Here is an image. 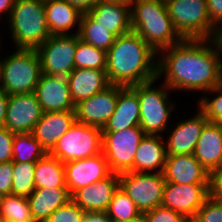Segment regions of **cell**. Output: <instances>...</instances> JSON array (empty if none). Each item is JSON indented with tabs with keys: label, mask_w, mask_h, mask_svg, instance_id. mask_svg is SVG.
Here are the masks:
<instances>
[{
	"label": "cell",
	"mask_w": 222,
	"mask_h": 222,
	"mask_svg": "<svg viewBox=\"0 0 222 222\" xmlns=\"http://www.w3.org/2000/svg\"><path fill=\"white\" fill-rule=\"evenodd\" d=\"M207 11L216 27L222 24V0H207Z\"/></svg>",
	"instance_id": "obj_42"
},
{
	"label": "cell",
	"mask_w": 222,
	"mask_h": 222,
	"mask_svg": "<svg viewBox=\"0 0 222 222\" xmlns=\"http://www.w3.org/2000/svg\"><path fill=\"white\" fill-rule=\"evenodd\" d=\"M106 212L113 222L133 219L141 214L135 203L120 186L114 192Z\"/></svg>",
	"instance_id": "obj_34"
},
{
	"label": "cell",
	"mask_w": 222,
	"mask_h": 222,
	"mask_svg": "<svg viewBox=\"0 0 222 222\" xmlns=\"http://www.w3.org/2000/svg\"><path fill=\"white\" fill-rule=\"evenodd\" d=\"M15 134L6 127H0V163L13 160V141Z\"/></svg>",
	"instance_id": "obj_39"
},
{
	"label": "cell",
	"mask_w": 222,
	"mask_h": 222,
	"mask_svg": "<svg viewBox=\"0 0 222 222\" xmlns=\"http://www.w3.org/2000/svg\"><path fill=\"white\" fill-rule=\"evenodd\" d=\"M67 79L75 105L111 85L106 70L75 68Z\"/></svg>",
	"instance_id": "obj_26"
},
{
	"label": "cell",
	"mask_w": 222,
	"mask_h": 222,
	"mask_svg": "<svg viewBox=\"0 0 222 222\" xmlns=\"http://www.w3.org/2000/svg\"><path fill=\"white\" fill-rule=\"evenodd\" d=\"M9 96L0 88V127H4Z\"/></svg>",
	"instance_id": "obj_45"
},
{
	"label": "cell",
	"mask_w": 222,
	"mask_h": 222,
	"mask_svg": "<svg viewBox=\"0 0 222 222\" xmlns=\"http://www.w3.org/2000/svg\"><path fill=\"white\" fill-rule=\"evenodd\" d=\"M42 114L34 92L9 95L4 127L14 134L32 132Z\"/></svg>",
	"instance_id": "obj_13"
},
{
	"label": "cell",
	"mask_w": 222,
	"mask_h": 222,
	"mask_svg": "<svg viewBox=\"0 0 222 222\" xmlns=\"http://www.w3.org/2000/svg\"><path fill=\"white\" fill-rule=\"evenodd\" d=\"M75 68L106 70L107 51L83 42L77 34Z\"/></svg>",
	"instance_id": "obj_32"
},
{
	"label": "cell",
	"mask_w": 222,
	"mask_h": 222,
	"mask_svg": "<svg viewBox=\"0 0 222 222\" xmlns=\"http://www.w3.org/2000/svg\"><path fill=\"white\" fill-rule=\"evenodd\" d=\"M77 34L51 35L37 49L45 75L68 76L74 69Z\"/></svg>",
	"instance_id": "obj_11"
},
{
	"label": "cell",
	"mask_w": 222,
	"mask_h": 222,
	"mask_svg": "<svg viewBox=\"0 0 222 222\" xmlns=\"http://www.w3.org/2000/svg\"><path fill=\"white\" fill-rule=\"evenodd\" d=\"M193 155L209 174L219 168L222 158V123L205 124Z\"/></svg>",
	"instance_id": "obj_23"
},
{
	"label": "cell",
	"mask_w": 222,
	"mask_h": 222,
	"mask_svg": "<svg viewBox=\"0 0 222 222\" xmlns=\"http://www.w3.org/2000/svg\"><path fill=\"white\" fill-rule=\"evenodd\" d=\"M6 21L16 49H37L51 36L44 0H15Z\"/></svg>",
	"instance_id": "obj_4"
},
{
	"label": "cell",
	"mask_w": 222,
	"mask_h": 222,
	"mask_svg": "<svg viewBox=\"0 0 222 222\" xmlns=\"http://www.w3.org/2000/svg\"><path fill=\"white\" fill-rule=\"evenodd\" d=\"M102 146L101 128L75 121L49 153L66 163L100 154Z\"/></svg>",
	"instance_id": "obj_8"
},
{
	"label": "cell",
	"mask_w": 222,
	"mask_h": 222,
	"mask_svg": "<svg viewBox=\"0 0 222 222\" xmlns=\"http://www.w3.org/2000/svg\"><path fill=\"white\" fill-rule=\"evenodd\" d=\"M173 26L182 39H213L216 26L207 11V0H165Z\"/></svg>",
	"instance_id": "obj_7"
},
{
	"label": "cell",
	"mask_w": 222,
	"mask_h": 222,
	"mask_svg": "<svg viewBox=\"0 0 222 222\" xmlns=\"http://www.w3.org/2000/svg\"><path fill=\"white\" fill-rule=\"evenodd\" d=\"M144 217L146 222H190L184 215L163 206L145 212Z\"/></svg>",
	"instance_id": "obj_38"
},
{
	"label": "cell",
	"mask_w": 222,
	"mask_h": 222,
	"mask_svg": "<svg viewBox=\"0 0 222 222\" xmlns=\"http://www.w3.org/2000/svg\"><path fill=\"white\" fill-rule=\"evenodd\" d=\"M35 167L36 163L13 162L12 194L29 197L34 192Z\"/></svg>",
	"instance_id": "obj_33"
},
{
	"label": "cell",
	"mask_w": 222,
	"mask_h": 222,
	"mask_svg": "<svg viewBox=\"0 0 222 222\" xmlns=\"http://www.w3.org/2000/svg\"><path fill=\"white\" fill-rule=\"evenodd\" d=\"M14 4L15 0H0V22L2 21L1 18L3 19L5 16L7 17L5 19H8Z\"/></svg>",
	"instance_id": "obj_46"
},
{
	"label": "cell",
	"mask_w": 222,
	"mask_h": 222,
	"mask_svg": "<svg viewBox=\"0 0 222 222\" xmlns=\"http://www.w3.org/2000/svg\"><path fill=\"white\" fill-rule=\"evenodd\" d=\"M66 186L70 195L76 190L108 177L112 171L104 153L64 163Z\"/></svg>",
	"instance_id": "obj_14"
},
{
	"label": "cell",
	"mask_w": 222,
	"mask_h": 222,
	"mask_svg": "<svg viewBox=\"0 0 222 222\" xmlns=\"http://www.w3.org/2000/svg\"><path fill=\"white\" fill-rule=\"evenodd\" d=\"M166 182L178 184H209L210 174L193 154L167 155L163 169Z\"/></svg>",
	"instance_id": "obj_20"
},
{
	"label": "cell",
	"mask_w": 222,
	"mask_h": 222,
	"mask_svg": "<svg viewBox=\"0 0 222 222\" xmlns=\"http://www.w3.org/2000/svg\"><path fill=\"white\" fill-rule=\"evenodd\" d=\"M119 222H146L144 213H141L139 216L129 219V220H124V221H119Z\"/></svg>",
	"instance_id": "obj_48"
},
{
	"label": "cell",
	"mask_w": 222,
	"mask_h": 222,
	"mask_svg": "<svg viewBox=\"0 0 222 222\" xmlns=\"http://www.w3.org/2000/svg\"><path fill=\"white\" fill-rule=\"evenodd\" d=\"M34 182L36 189L68 188L64 163L47 153L36 162Z\"/></svg>",
	"instance_id": "obj_28"
},
{
	"label": "cell",
	"mask_w": 222,
	"mask_h": 222,
	"mask_svg": "<svg viewBox=\"0 0 222 222\" xmlns=\"http://www.w3.org/2000/svg\"><path fill=\"white\" fill-rule=\"evenodd\" d=\"M82 222H113L107 212H85Z\"/></svg>",
	"instance_id": "obj_44"
},
{
	"label": "cell",
	"mask_w": 222,
	"mask_h": 222,
	"mask_svg": "<svg viewBox=\"0 0 222 222\" xmlns=\"http://www.w3.org/2000/svg\"><path fill=\"white\" fill-rule=\"evenodd\" d=\"M114 1H122V2H126V3H131L132 0H114Z\"/></svg>",
	"instance_id": "obj_49"
},
{
	"label": "cell",
	"mask_w": 222,
	"mask_h": 222,
	"mask_svg": "<svg viewBox=\"0 0 222 222\" xmlns=\"http://www.w3.org/2000/svg\"><path fill=\"white\" fill-rule=\"evenodd\" d=\"M119 187V174L108 177L76 190L71 200L85 212H106L114 192Z\"/></svg>",
	"instance_id": "obj_18"
},
{
	"label": "cell",
	"mask_w": 222,
	"mask_h": 222,
	"mask_svg": "<svg viewBox=\"0 0 222 222\" xmlns=\"http://www.w3.org/2000/svg\"><path fill=\"white\" fill-rule=\"evenodd\" d=\"M209 196L222 203V170H215L210 173Z\"/></svg>",
	"instance_id": "obj_41"
},
{
	"label": "cell",
	"mask_w": 222,
	"mask_h": 222,
	"mask_svg": "<svg viewBox=\"0 0 222 222\" xmlns=\"http://www.w3.org/2000/svg\"><path fill=\"white\" fill-rule=\"evenodd\" d=\"M144 136L140 126L118 132H102V152L112 172H134L135 153Z\"/></svg>",
	"instance_id": "obj_10"
},
{
	"label": "cell",
	"mask_w": 222,
	"mask_h": 222,
	"mask_svg": "<svg viewBox=\"0 0 222 222\" xmlns=\"http://www.w3.org/2000/svg\"><path fill=\"white\" fill-rule=\"evenodd\" d=\"M213 40L218 47L220 56L222 57V24L216 27Z\"/></svg>",
	"instance_id": "obj_47"
},
{
	"label": "cell",
	"mask_w": 222,
	"mask_h": 222,
	"mask_svg": "<svg viewBox=\"0 0 222 222\" xmlns=\"http://www.w3.org/2000/svg\"><path fill=\"white\" fill-rule=\"evenodd\" d=\"M130 14L132 31L157 53L183 40L173 26L165 0H132Z\"/></svg>",
	"instance_id": "obj_3"
},
{
	"label": "cell",
	"mask_w": 222,
	"mask_h": 222,
	"mask_svg": "<svg viewBox=\"0 0 222 222\" xmlns=\"http://www.w3.org/2000/svg\"><path fill=\"white\" fill-rule=\"evenodd\" d=\"M34 221L45 222L59 207L71 200L68 188L35 189L27 197Z\"/></svg>",
	"instance_id": "obj_27"
},
{
	"label": "cell",
	"mask_w": 222,
	"mask_h": 222,
	"mask_svg": "<svg viewBox=\"0 0 222 222\" xmlns=\"http://www.w3.org/2000/svg\"><path fill=\"white\" fill-rule=\"evenodd\" d=\"M0 39H2L1 36H0ZM2 45H3V44H1V41H0V49H1V50H2ZM0 53H1V52H0Z\"/></svg>",
	"instance_id": "obj_51"
},
{
	"label": "cell",
	"mask_w": 222,
	"mask_h": 222,
	"mask_svg": "<svg viewBox=\"0 0 222 222\" xmlns=\"http://www.w3.org/2000/svg\"><path fill=\"white\" fill-rule=\"evenodd\" d=\"M165 183L163 173L132 171L119 173V186L141 213L161 206Z\"/></svg>",
	"instance_id": "obj_9"
},
{
	"label": "cell",
	"mask_w": 222,
	"mask_h": 222,
	"mask_svg": "<svg viewBox=\"0 0 222 222\" xmlns=\"http://www.w3.org/2000/svg\"><path fill=\"white\" fill-rule=\"evenodd\" d=\"M78 35L83 42L105 51L110 49L116 39L113 33L94 22L86 13L82 14Z\"/></svg>",
	"instance_id": "obj_29"
},
{
	"label": "cell",
	"mask_w": 222,
	"mask_h": 222,
	"mask_svg": "<svg viewBox=\"0 0 222 222\" xmlns=\"http://www.w3.org/2000/svg\"><path fill=\"white\" fill-rule=\"evenodd\" d=\"M81 13H87L91 10L100 0H65Z\"/></svg>",
	"instance_id": "obj_43"
},
{
	"label": "cell",
	"mask_w": 222,
	"mask_h": 222,
	"mask_svg": "<svg viewBox=\"0 0 222 222\" xmlns=\"http://www.w3.org/2000/svg\"><path fill=\"white\" fill-rule=\"evenodd\" d=\"M75 121V110L43 112L32 134L49 153Z\"/></svg>",
	"instance_id": "obj_21"
},
{
	"label": "cell",
	"mask_w": 222,
	"mask_h": 222,
	"mask_svg": "<svg viewBox=\"0 0 222 222\" xmlns=\"http://www.w3.org/2000/svg\"><path fill=\"white\" fill-rule=\"evenodd\" d=\"M85 211L70 200L54 211L45 222H82Z\"/></svg>",
	"instance_id": "obj_36"
},
{
	"label": "cell",
	"mask_w": 222,
	"mask_h": 222,
	"mask_svg": "<svg viewBox=\"0 0 222 222\" xmlns=\"http://www.w3.org/2000/svg\"><path fill=\"white\" fill-rule=\"evenodd\" d=\"M44 5L51 35L78 34L83 13L65 0H44Z\"/></svg>",
	"instance_id": "obj_24"
},
{
	"label": "cell",
	"mask_w": 222,
	"mask_h": 222,
	"mask_svg": "<svg viewBox=\"0 0 222 222\" xmlns=\"http://www.w3.org/2000/svg\"><path fill=\"white\" fill-rule=\"evenodd\" d=\"M158 53L136 32L116 37L107 51L110 84L129 87L157 78Z\"/></svg>",
	"instance_id": "obj_2"
},
{
	"label": "cell",
	"mask_w": 222,
	"mask_h": 222,
	"mask_svg": "<svg viewBox=\"0 0 222 222\" xmlns=\"http://www.w3.org/2000/svg\"><path fill=\"white\" fill-rule=\"evenodd\" d=\"M34 93L43 112L75 110L66 76L42 73Z\"/></svg>",
	"instance_id": "obj_17"
},
{
	"label": "cell",
	"mask_w": 222,
	"mask_h": 222,
	"mask_svg": "<svg viewBox=\"0 0 222 222\" xmlns=\"http://www.w3.org/2000/svg\"><path fill=\"white\" fill-rule=\"evenodd\" d=\"M48 152L32 132L16 133L13 141V162L36 163Z\"/></svg>",
	"instance_id": "obj_30"
},
{
	"label": "cell",
	"mask_w": 222,
	"mask_h": 222,
	"mask_svg": "<svg viewBox=\"0 0 222 222\" xmlns=\"http://www.w3.org/2000/svg\"><path fill=\"white\" fill-rule=\"evenodd\" d=\"M190 222H222V203L209 196Z\"/></svg>",
	"instance_id": "obj_37"
},
{
	"label": "cell",
	"mask_w": 222,
	"mask_h": 222,
	"mask_svg": "<svg viewBox=\"0 0 222 222\" xmlns=\"http://www.w3.org/2000/svg\"><path fill=\"white\" fill-rule=\"evenodd\" d=\"M209 197V184H178L166 182L161 206L190 220Z\"/></svg>",
	"instance_id": "obj_12"
},
{
	"label": "cell",
	"mask_w": 222,
	"mask_h": 222,
	"mask_svg": "<svg viewBox=\"0 0 222 222\" xmlns=\"http://www.w3.org/2000/svg\"><path fill=\"white\" fill-rule=\"evenodd\" d=\"M136 126H140L138 95L130 86L118 85L115 111L101 130L102 132H118Z\"/></svg>",
	"instance_id": "obj_22"
},
{
	"label": "cell",
	"mask_w": 222,
	"mask_h": 222,
	"mask_svg": "<svg viewBox=\"0 0 222 222\" xmlns=\"http://www.w3.org/2000/svg\"><path fill=\"white\" fill-rule=\"evenodd\" d=\"M166 160L164 136L145 135L135 153L134 172L162 173Z\"/></svg>",
	"instance_id": "obj_25"
},
{
	"label": "cell",
	"mask_w": 222,
	"mask_h": 222,
	"mask_svg": "<svg viewBox=\"0 0 222 222\" xmlns=\"http://www.w3.org/2000/svg\"><path fill=\"white\" fill-rule=\"evenodd\" d=\"M0 217L3 222L33 221L28 198L14 194L3 195L0 203Z\"/></svg>",
	"instance_id": "obj_31"
},
{
	"label": "cell",
	"mask_w": 222,
	"mask_h": 222,
	"mask_svg": "<svg viewBox=\"0 0 222 222\" xmlns=\"http://www.w3.org/2000/svg\"><path fill=\"white\" fill-rule=\"evenodd\" d=\"M207 122L205 115L197 108V112L193 116L178 120L172 129L169 127L166 133H170L164 137H167L164 139L167 155L193 154L202 129Z\"/></svg>",
	"instance_id": "obj_15"
},
{
	"label": "cell",
	"mask_w": 222,
	"mask_h": 222,
	"mask_svg": "<svg viewBox=\"0 0 222 222\" xmlns=\"http://www.w3.org/2000/svg\"><path fill=\"white\" fill-rule=\"evenodd\" d=\"M157 78H163V83L176 93L184 90L202 95L222 84V57L214 40L183 39L160 50Z\"/></svg>",
	"instance_id": "obj_1"
},
{
	"label": "cell",
	"mask_w": 222,
	"mask_h": 222,
	"mask_svg": "<svg viewBox=\"0 0 222 222\" xmlns=\"http://www.w3.org/2000/svg\"><path fill=\"white\" fill-rule=\"evenodd\" d=\"M0 55V88L9 96L35 92L42 74L36 49H16Z\"/></svg>",
	"instance_id": "obj_6"
},
{
	"label": "cell",
	"mask_w": 222,
	"mask_h": 222,
	"mask_svg": "<svg viewBox=\"0 0 222 222\" xmlns=\"http://www.w3.org/2000/svg\"><path fill=\"white\" fill-rule=\"evenodd\" d=\"M156 78L152 81L130 86L138 95L140 103V128L145 135H163L170 127L171 114L177 109L176 100H171L173 92ZM155 85V86H154ZM157 86V87H156ZM175 107V108H174Z\"/></svg>",
	"instance_id": "obj_5"
},
{
	"label": "cell",
	"mask_w": 222,
	"mask_h": 222,
	"mask_svg": "<svg viewBox=\"0 0 222 222\" xmlns=\"http://www.w3.org/2000/svg\"><path fill=\"white\" fill-rule=\"evenodd\" d=\"M200 96L196 102L197 107L205 115L208 122L222 123V84Z\"/></svg>",
	"instance_id": "obj_35"
},
{
	"label": "cell",
	"mask_w": 222,
	"mask_h": 222,
	"mask_svg": "<svg viewBox=\"0 0 222 222\" xmlns=\"http://www.w3.org/2000/svg\"><path fill=\"white\" fill-rule=\"evenodd\" d=\"M117 99L118 85L111 84L76 104V121L102 129L114 113Z\"/></svg>",
	"instance_id": "obj_16"
},
{
	"label": "cell",
	"mask_w": 222,
	"mask_h": 222,
	"mask_svg": "<svg viewBox=\"0 0 222 222\" xmlns=\"http://www.w3.org/2000/svg\"><path fill=\"white\" fill-rule=\"evenodd\" d=\"M217 170H222V158H221V161H220V166Z\"/></svg>",
	"instance_id": "obj_50"
},
{
	"label": "cell",
	"mask_w": 222,
	"mask_h": 222,
	"mask_svg": "<svg viewBox=\"0 0 222 222\" xmlns=\"http://www.w3.org/2000/svg\"><path fill=\"white\" fill-rule=\"evenodd\" d=\"M13 161L0 163V194H12Z\"/></svg>",
	"instance_id": "obj_40"
},
{
	"label": "cell",
	"mask_w": 222,
	"mask_h": 222,
	"mask_svg": "<svg viewBox=\"0 0 222 222\" xmlns=\"http://www.w3.org/2000/svg\"><path fill=\"white\" fill-rule=\"evenodd\" d=\"M94 22L100 23L116 37L132 31L130 3L100 0L86 13Z\"/></svg>",
	"instance_id": "obj_19"
}]
</instances>
